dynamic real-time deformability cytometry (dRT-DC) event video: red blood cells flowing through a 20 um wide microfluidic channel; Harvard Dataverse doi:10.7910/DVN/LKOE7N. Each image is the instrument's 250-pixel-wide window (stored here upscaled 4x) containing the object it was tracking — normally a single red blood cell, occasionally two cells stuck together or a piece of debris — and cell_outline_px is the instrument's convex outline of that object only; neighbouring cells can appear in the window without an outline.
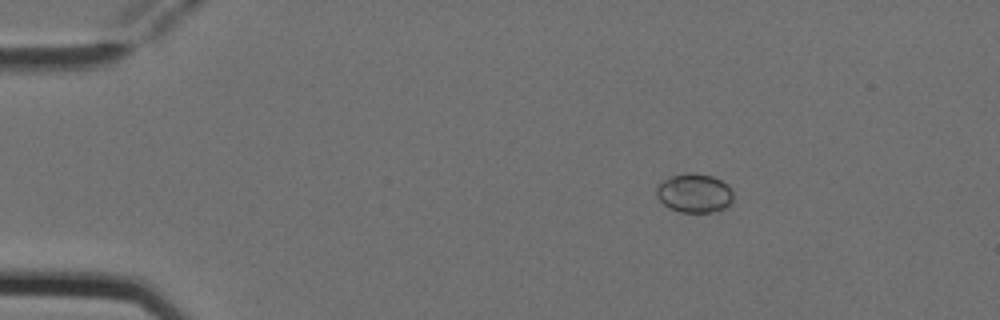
{"species": "Egyptian fruit bat (a non-hibernating species)", "species_latin": "Rousettus aegyptiacus", "temperature_condition": "cold", "stored_images_in_passage": 3, "camera_frame_rate_fps": 3000, "um_per_image_px": 0.085, "animal": {"sex": "female"}, "frame": {"image": 1, "passage_image": 1, "time_ms": 0.0, "image_size_px": [1000, 320], "cell_outline_px": [[732, 200], [724, 208], [712, 212], [680, 212], [668, 208], [656, 196], [656, 188], [664, 180], [672, 176], [688, 172], [692, 172], [712, 176], [728, 184], [732, 192]], "centroid_in_image_um": [59.01, 16.41], "position_along_channel_um": 26.0, "area_um2": 17.34}}